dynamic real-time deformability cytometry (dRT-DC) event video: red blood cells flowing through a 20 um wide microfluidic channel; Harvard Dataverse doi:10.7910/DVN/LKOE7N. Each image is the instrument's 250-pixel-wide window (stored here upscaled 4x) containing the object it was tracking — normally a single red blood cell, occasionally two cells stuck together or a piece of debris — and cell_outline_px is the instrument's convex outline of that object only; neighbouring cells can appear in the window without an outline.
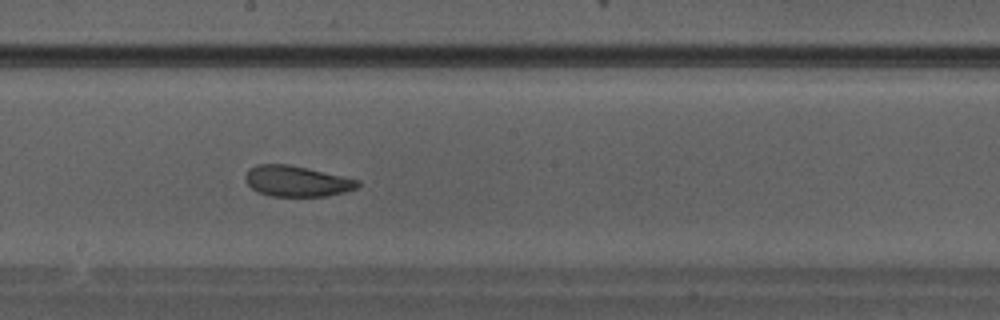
{"species": "Egyptian fruit bat (a non-hibernating species)", "species_latin": "Rousettus aegyptiacus", "temperature_condition": "warm", "stored_images_in_passage": 27, "camera_frame_rate_fps": 3000, "um_per_image_px": 0.085, "animal": {"sex": "male"}, "frame": {"image": 1, "passage_image": 12, "time_ms": 3.667, "image_size_px": [1000, 320], "cell_outline_px": [[360, 184], [356, 188], [344, 192], [324, 196], [272, 196], [260, 192], [252, 188], [244, 180], [244, 176], [248, 168], [256, 164], [288, 164], [308, 168], [360, 180]], "centroid_in_image_um": [25.2, 15.38], "position_along_channel_um": 223.0, "area_um2": 20.11}}